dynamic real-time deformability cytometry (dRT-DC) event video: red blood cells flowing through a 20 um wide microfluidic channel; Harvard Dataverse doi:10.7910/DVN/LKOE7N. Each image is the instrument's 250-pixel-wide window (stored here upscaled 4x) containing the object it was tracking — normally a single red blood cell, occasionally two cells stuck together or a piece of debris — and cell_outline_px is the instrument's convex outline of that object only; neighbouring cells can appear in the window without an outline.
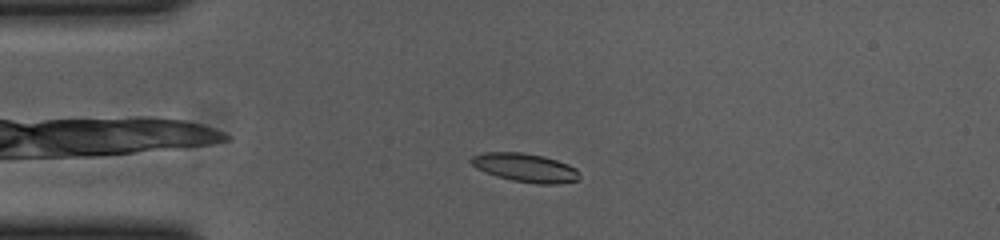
{"species": "common noctule bat (a hibernating species)", "species_latin": "Nyctalus noctula", "temperature_condition": "cold", "stored_images_in_passage": 38, "camera_frame_rate_fps": 3000, "um_per_image_px": 0.085, "animal": {"sex": "female", "body_mass_g": 23.0, "forearm_length_mm": 53.4}, "frame": {"image": 1, "passage_image": 4, "time_ms": 1.0, "image_size_px": [1000, 240], "cell_outline_px": [[580, 180], [556, 184], [536, 184], [512, 180], [496, 176], [484, 172], [476, 168], [468, 160], [472, 156], [484, 152], [520, 152], [544, 156], [568, 164], [576, 168], [580, 176]], "centroid_in_image_um": [44.64, 14.25], "position_along_channel_um": 40.4, "area_um2": 18.21}}
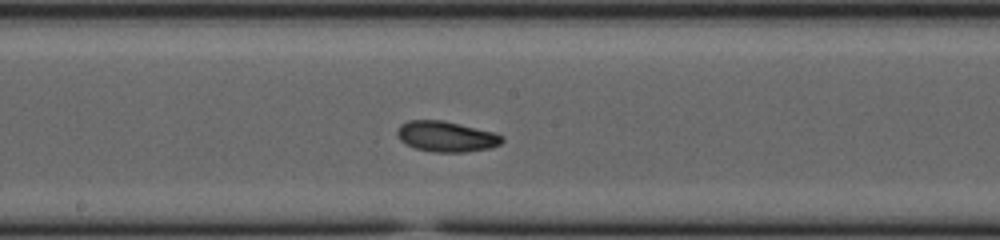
{"frame": {"image": 2, "passage_image": 20, "time_ms": 6.333, "image_size_px": [1000, 240], "cell_outline_px": [[504, 140], [500, 144], [492, 148], [464, 152], [432, 152], [416, 148], [400, 140], [396, 132], [400, 124], [408, 120], [444, 120], [492, 132], [504, 136]], "centroid_in_image_um": [37.94, 11.6], "position_along_channel_um": 210.3, "area_um2": 18.67}}
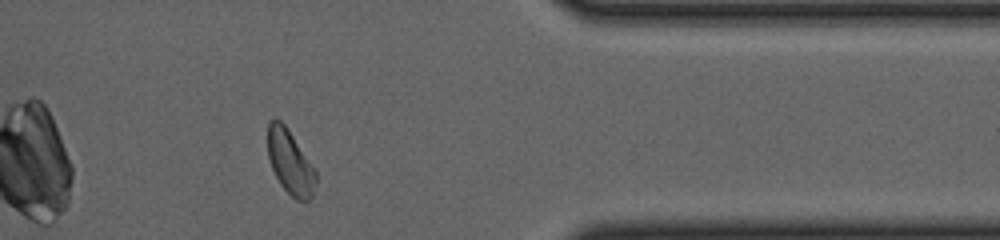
{"frame": {"image": 3, "passage_image": 36, "time_ms": 11.667, "image_size_px": [1000, 240], "cell_outline_px": [[316, 184], [312, 196], [304, 204], [296, 200], [280, 184], [272, 168], [268, 156], [268, 124], [276, 116], [288, 128], [316, 172]], "centroid_in_image_um": [24.66, 13.81], "position_along_channel_um": 386.7, "area_um2": 17.92}, "authors_computed_cell_mechanics": {"area_um2": 17.9469, "velocity_mm_per_s": 3.6752, "shape_relaxation_time_tau1_ms": 3.1219, "shape_relaxation_time_tau2_ms": 4.4868, "deformation_change_tau1": 0.126, "deformation_change_tau2": 0.0941}}